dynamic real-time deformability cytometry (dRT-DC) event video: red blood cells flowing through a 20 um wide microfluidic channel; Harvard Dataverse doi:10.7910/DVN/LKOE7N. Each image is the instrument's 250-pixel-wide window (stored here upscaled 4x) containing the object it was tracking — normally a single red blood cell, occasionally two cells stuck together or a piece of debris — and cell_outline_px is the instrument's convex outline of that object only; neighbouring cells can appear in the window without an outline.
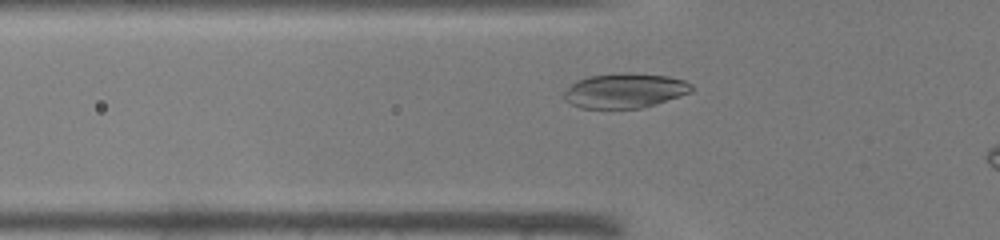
{"species": "common noctule bat (a hibernating species)", "species_latin": "Nyctalus noctula", "temperature_condition": "warm", "stored_images_in_passage": 8, "camera_frame_rate_fps": 3000, "um_per_image_px": 0.085, "animal": {"sex": "male", "body_mass_g": 19.0, "forearm_length_mm": 50.8}, "frame": {"image": 1, "passage_image": 6, "time_ms": 1.667, "image_size_px": [1000, 240], "cell_outline_px": [[692, 92], [656, 104], [640, 108], [580, 108], [564, 100], [560, 96], [576, 80], [588, 76], [624, 72], [628, 72], [668, 76], [684, 80], [692, 84]], "centroid_in_image_um": [53.09, 7.7], "position_along_channel_um": 72.7, "area_um2": 26.01}}